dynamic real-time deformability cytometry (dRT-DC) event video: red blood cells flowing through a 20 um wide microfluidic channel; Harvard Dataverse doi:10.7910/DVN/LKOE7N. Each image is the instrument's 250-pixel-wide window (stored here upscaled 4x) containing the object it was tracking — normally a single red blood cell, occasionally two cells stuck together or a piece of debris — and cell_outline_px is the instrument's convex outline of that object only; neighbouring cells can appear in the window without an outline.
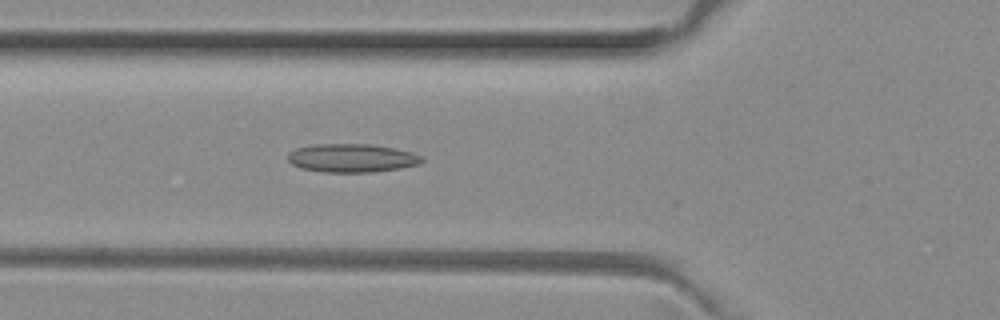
{"species": "common noctule bat (a hibernating species)", "species_latin": "Nyctalus noctula", "temperature_condition": "room temperature", "stored_images_in_passage": 50, "camera_frame_rate_fps": 3000, "um_per_image_px": 0.085, "animal": {"sex": "female", "body_mass_g": 29.2, "forearm_length_mm": 56.3}, "frame": {"image": 1, "passage_image": 17, "time_ms": 5.333, "image_size_px": [1000, 320], "cell_outline_px": [[424, 160], [420, 164], [400, 168], [372, 172], [320, 172], [300, 168], [292, 164], [288, 160], [288, 152], [296, 148], [312, 144], [372, 144], [412, 152], [424, 156]], "centroid_in_image_um": [29.9, 13.43], "position_along_channel_um": 95.9, "area_um2": 22.43}}
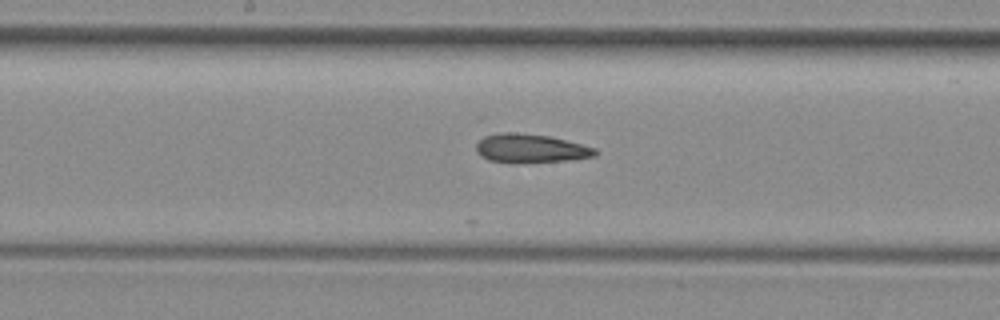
{"frame": {"image": 2, "passage_image": 25, "time_ms": 8.0, "image_size_px": [1000, 320], "cell_outline_px": [[600, 152], [596, 156], [572, 160], [516, 164], [512, 164], [488, 160], [480, 156], [476, 152], [476, 144], [484, 136], [500, 132], [516, 132], [548, 136], [596, 148]], "centroid_in_image_um": [45.08, 12.64], "position_along_channel_um": 203.1, "area_um2": 20.4}}
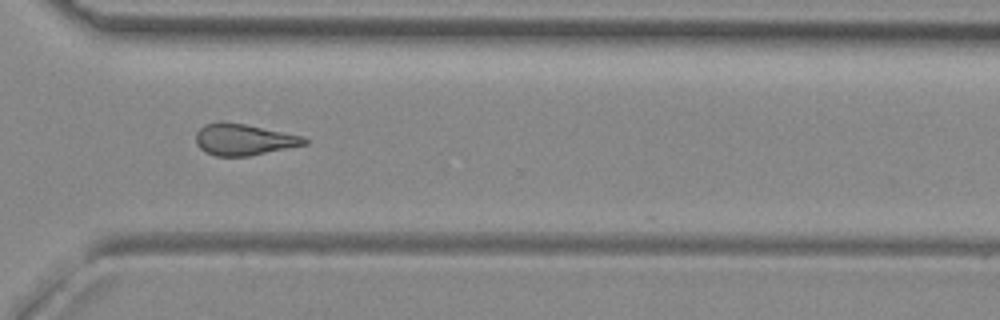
{"frame": {"image": 3, "passage_image": 36, "time_ms": 11.667, "image_size_px": [1000, 320], "cell_outline_px": [[308, 144], [248, 156], [216, 156], [204, 152], [196, 144], [196, 132], [204, 124], [220, 120], [224, 120], [304, 136], [308, 140]], "centroid_in_image_um": [20.69, 11.85], "position_along_channel_um": 349.9, "area_um2": 20.06}, "authors_computed_cell_mechanics": {"area_um2": 20.4034, "velocity_mm_per_s": 4.0027, "shape_relaxation_time_tau1_ms": null, "shape_relaxation_time_tau2_ms": 6.8414, "deformation_change_tau1": null, "deformation_change_tau2": 0.1714}}